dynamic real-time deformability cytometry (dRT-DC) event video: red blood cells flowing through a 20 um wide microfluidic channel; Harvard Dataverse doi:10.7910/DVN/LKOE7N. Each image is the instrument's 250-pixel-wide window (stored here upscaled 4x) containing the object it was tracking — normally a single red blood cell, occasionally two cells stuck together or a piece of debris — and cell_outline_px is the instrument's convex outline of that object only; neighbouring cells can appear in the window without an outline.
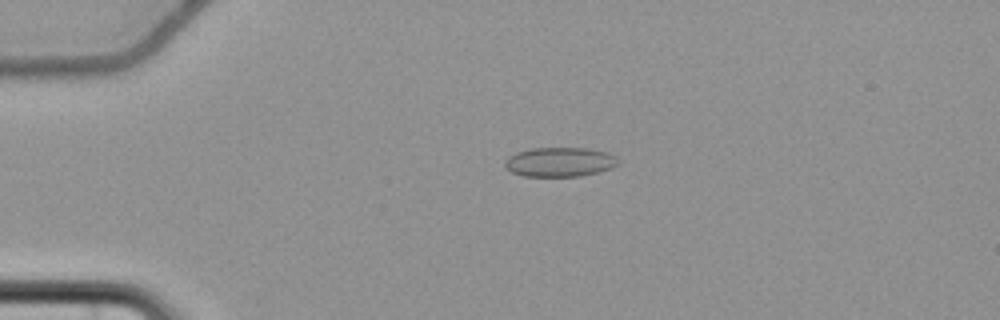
{"species": "common noctule bat (a hibernating species)", "species_latin": "Nyctalus noctula", "temperature_condition": "cold", "stored_images_in_passage": 5, "camera_frame_rate_fps": 3000, "um_per_image_px": 0.085, "animal": {"sex": "female", "body_mass_g": 22.7, "forearm_length_mm": 54.2}, "frame": {"image": 1, "passage_image": 4, "time_ms": 4.333, "image_size_px": [1000, 320], "cell_outline_px": [[620, 164], [612, 168], [580, 176], [524, 176], [512, 172], [504, 164], [504, 160], [508, 156], [516, 152], [532, 148], [588, 148], [608, 152], [616, 156], [620, 160]], "centroid_in_image_um": [47.61, 13.76], "position_along_channel_um": 37.4, "area_um2": 19.54}}